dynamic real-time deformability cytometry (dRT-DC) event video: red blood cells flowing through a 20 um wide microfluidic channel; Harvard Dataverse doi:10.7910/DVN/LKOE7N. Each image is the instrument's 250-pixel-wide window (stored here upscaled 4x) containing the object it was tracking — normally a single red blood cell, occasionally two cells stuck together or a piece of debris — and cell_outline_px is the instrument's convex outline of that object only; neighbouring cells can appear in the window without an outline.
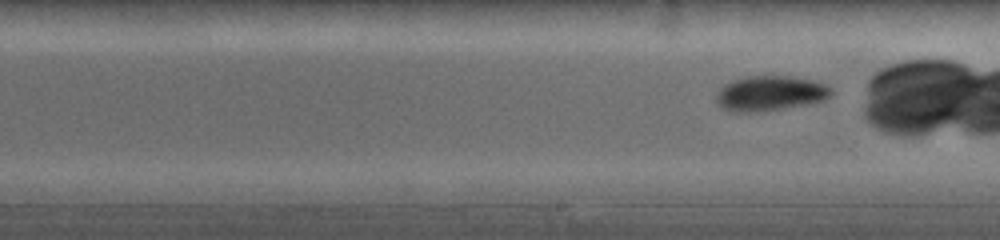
{"species": "common noctule bat (a hibernating species)", "species_latin": "Nyctalus noctula", "temperature_condition": "warm", "stored_images_in_passage": 9, "segment_of_instrument_passage": [2, 2], "camera_frame_rate_fps": 5000, "um_per_image_px": 0.085, "animal": {"sex": "female", "body_mass_g": 19.0, "forearm_length_mm": 53.3}, "frame": {"image": 1, "passage_image": 9, "time_ms": 6.0, "image_size_px": [1000, 240], "cell_outline_px": [[832, 92], [824, 100], [780, 108], [748, 112], [732, 112], [724, 108], [716, 100], [716, 92], [724, 84], [732, 80], [748, 76], [788, 76], [812, 80], [824, 84]], "centroid_in_image_um": [65.39, 7.91], "position_along_channel_um": 223.6, "area_um2": 22.83}}